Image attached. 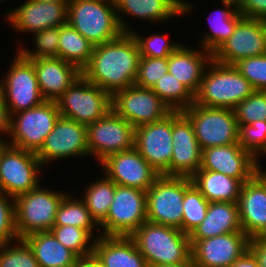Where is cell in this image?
Returning a JSON list of instances; mask_svg holds the SVG:
<instances>
[{
    "label": "cell",
    "instance_id": "obj_1",
    "mask_svg": "<svg viewBox=\"0 0 266 267\" xmlns=\"http://www.w3.org/2000/svg\"><path fill=\"white\" fill-rule=\"evenodd\" d=\"M140 53L131 33H123L113 41L94 46L89 63L81 75L111 96L134 85Z\"/></svg>",
    "mask_w": 266,
    "mask_h": 267
},
{
    "label": "cell",
    "instance_id": "obj_2",
    "mask_svg": "<svg viewBox=\"0 0 266 267\" xmlns=\"http://www.w3.org/2000/svg\"><path fill=\"white\" fill-rule=\"evenodd\" d=\"M130 237L148 267L192 263L189 235L180 229L146 221Z\"/></svg>",
    "mask_w": 266,
    "mask_h": 267
},
{
    "label": "cell",
    "instance_id": "obj_3",
    "mask_svg": "<svg viewBox=\"0 0 266 267\" xmlns=\"http://www.w3.org/2000/svg\"><path fill=\"white\" fill-rule=\"evenodd\" d=\"M255 90L234 65L211 60L207 65L194 103L206 107L234 109Z\"/></svg>",
    "mask_w": 266,
    "mask_h": 267
},
{
    "label": "cell",
    "instance_id": "obj_4",
    "mask_svg": "<svg viewBox=\"0 0 266 267\" xmlns=\"http://www.w3.org/2000/svg\"><path fill=\"white\" fill-rule=\"evenodd\" d=\"M67 23L94 46L113 41L124 33L114 0H70Z\"/></svg>",
    "mask_w": 266,
    "mask_h": 267
},
{
    "label": "cell",
    "instance_id": "obj_5",
    "mask_svg": "<svg viewBox=\"0 0 266 267\" xmlns=\"http://www.w3.org/2000/svg\"><path fill=\"white\" fill-rule=\"evenodd\" d=\"M68 193L43 188L35 189L15 198V227L19 239L36 232L50 231L62 199Z\"/></svg>",
    "mask_w": 266,
    "mask_h": 267
},
{
    "label": "cell",
    "instance_id": "obj_6",
    "mask_svg": "<svg viewBox=\"0 0 266 267\" xmlns=\"http://www.w3.org/2000/svg\"><path fill=\"white\" fill-rule=\"evenodd\" d=\"M191 178L159 175L146 191L147 221L182 231L183 200Z\"/></svg>",
    "mask_w": 266,
    "mask_h": 267
},
{
    "label": "cell",
    "instance_id": "obj_7",
    "mask_svg": "<svg viewBox=\"0 0 266 267\" xmlns=\"http://www.w3.org/2000/svg\"><path fill=\"white\" fill-rule=\"evenodd\" d=\"M181 112L191 122L201 150L239 143V127L234 109L193 103Z\"/></svg>",
    "mask_w": 266,
    "mask_h": 267
},
{
    "label": "cell",
    "instance_id": "obj_8",
    "mask_svg": "<svg viewBox=\"0 0 266 267\" xmlns=\"http://www.w3.org/2000/svg\"><path fill=\"white\" fill-rule=\"evenodd\" d=\"M60 116L88 125L111 109V95L80 75L55 101Z\"/></svg>",
    "mask_w": 266,
    "mask_h": 267
},
{
    "label": "cell",
    "instance_id": "obj_9",
    "mask_svg": "<svg viewBox=\"0 0 266 267\" xmlns=\"http://www.w3.org/2000/svg\"><path fill=\"white\" fill-rule=\"evenodd\" d=\"M60 116L55 101L45 100L38 106L11 115L7 143L37 153ZM9 140V141H8Z\"/></svg>",
    "mask_w": 266,
    "mask_h": 267
},
{
    "label": "cell",
    "instance_id": "obj_10",
    "mask_svg": "<svg viewBox=\"0 0 266 267\" xmlns=\"http://www.w3.org/2000/svg\"><path fill=\"white\" fill-rule=\"evenodd\" d=\"M146 221V191L115 184L107 217L99 225L101 235L131 236Z\"/></svg>",
    "mask_w": 266,
    "mask_h": 267
},
{
    "label": "cell",
    "instance_id": "obj_11",
    "mask_svg": "<svg viewBox=\"0 0 266 267\" xmlns=\"http://www.w3.org/2000/svg\"><path fill=\"white\" fill-rule=\"evenodd\" d=\"M44 168L36 153L8 144L0 160V191L15 199L35 189Z\"/></svg>",
    "mask_w": 266,
    "mask_h": 267
},
{
    "label": "cell",
    "instance_id": "obj_12",
    "mask_svg": "<svg viewBox=\"0 0 266 267\" xmlns=\"http://www.w3.org/2000/svg\"><path fill=\"white\" fill-rule=\"evenodd\" d=\"M14 56L7 74L0 79V87L10 115L31 109L45 101L33 63L18 51Z\"/></svg>",
    "mask_w": 266,
    "mask_h": 267
},
{
    "label": "cell",
    "instance_id": "obj_13",
    "mask_svg": "<svg viewBox=\"0 0 266 267\" xmlns=\"http://www.w3.org/2000/svg\"><path fill=\"white\" fill-rule=\"evenodd\" d=\"M86 127L89 157H94L98 163L107 156L134 147L135 127L112 109Z\"/></svg>",
    "mask_w": 266,
    "mask_h": 267
},
{
    "label": "cell",
    "instance_id": "obj_14",
    "mask_svg": "<svg viewBox=\"0 0 266 267\" xmlns=\"http://www.w3.org/2000/svg\"><path fill=\"white\" fill-rule=\"evenodd\" d=\"M112 110L135 128L159 121L172 112L151 89L131 85L111 96Z\"/></svg>",
    "mask_w": 266,
    "mask_h": 267
},
{
    "label": "cell",
    "instance_id": "obj_15",
    "mask_svg": "<svg viewBox=\"0 0 266 267\" xmlns=\"http://www.w3.org/2000/svg\"><path fill=\"white\" fill-rule=\"evenodd\" d=\"M36 156L44 167L51 165L52 161L71 159L76 156V158L89 157L86 125L59 116Z\"/></svg>",
    "mask_w": 266,
    "mask_h": 267
},
{
    "label": "cell",
    "instance_id": "obj_16",
    "mask_svg": "<svg viewBox=\"0 0 266 267\" xmlns=\"http://www.w3.org/2000/svg\"><path fill=\"white\" fill-rule=\"evenodd\" d=\"M266 54V21L243 17L233 34L212 54V59L227 65Z\"/></svg>",
    "mask_w": 266,
    "mask_h": 267
},
{
    "label": "cell",
    "instance_id": "obj_17",
    "mask_svg": "<svg viewBox=\"0 0 266 267\" xmlns=\"http://www.w3.org/2000/svg\"><path fill=\"white\" fill-rule=\"evenodd\" d=\"M172 112L163 119L135 128L134 148L160 174L169 176Z\"/></svg>",
    "mask_w": 266,
    "mask_h": 267
},
{
    "label": "cell",
    "instance_id": "obj_18",
    "mask_svg": "<svg viewBox=\"0 0 266 267\" xmlns=\"http://www.w3.org/2000/svg\"><path fill=\"white\" fill-rule=\"evenodd\" d=\"M9 9V10H8ZM5 20L17 33L32 34L50 27L67 23L68 3L25 0L16 8H8Z\"/></svg>",
    "mask_w": 266,
    "mask_h": 267
},
{
    "label": "cell",
    "instance_id": "obj_19",
    "mask_svg": "<svg viewBox=\"0 0 266 267\" xmlns=\"http://www.w3.org/2000/svg\"><path fill=\"white\" fill-rule=\"evenodd\" d=\"M102 173L116 185L147 191L160 175L133 147L107 156L99 163Z\"/></svg>",
    "mask_w": 266,
    "mask_h": 267
},
{
    "label": "cell",
    "instance_id": "obj_20",
    "mask_svg": "<svg viewBox=\"0 0 266 267\" xmlns=\"http://www.w3.org/2000/svg\"><path fill=\"white\" fill-rule=\"evenodd\" d=\"M116 13L124 33L133 29L126 19L130 18L160 24L168 19L179 18L194 11V4L187 0H114ZM193 4V5H192ZM124 14V15H122ZM127 15V16H126ZM125 17V18H124ZM127 17V18H126ZM126 21V22H125ZM132 28V29H131Z\"/></svg>",
    "mask_w": 266,
    "mask_h": 267
},
{
    "label": "cell",
    "instance_id": "obj_21",
    "mask_svg": "<svg viewBox=\"0 0 266 267\" xmlns=\"http://www.w3.org/2000/svg\"><path fill=\"white\" fill-rule=\"evenodd\" d=\"M250 238L242 232L197 240L191 246L194 267H229L249 249Z\"/></svg>",
    "mask_w": 266,
    "mask_h": 267
},
{
    "label": "cell",
    "instance_id": "obj_22",
    "mask_svg": "<svg viewBox=\"0 0 266 267\" xmlns=\"http://www.w3.org/2000/svg\"><path fill=\"white\" fill-rule=\"evenodd\" d=\"M172 140L169 176L191 178L200 169L202 150L191 122L181 111H172Z\"/></svg>",
    "mask_w": 266,
    "mask_h": 267
},
{
    "label": "cell",
    "instance_id": "obj_23",
    "mask_svg": "<svg viewBox=\"0 0 266 267\" xmlns=\"http://www.w3.org/2000/svg\"><path fill=\"white\" fill-rule=\"evenodd\" d=\"M200 169L222 173L242 183L258 172L257 159L239 143L203 149Z\"/></svg>",
    "mask_w": 266,
    "mask_h": 267
},
{
    "label": "cell",
    "instance_id": "obj_24",
    "mask_svg": "<svg viewBox=\"0 0 266 267\" xmlns=\"http://www.w3.org/2000/svg\"><path fill=\"white\" fill-rule=\"evenodd\" d=\"M237 203L243 232L250 239L266 236V172L243 183Z\"/></svg>",
    "mask_w": 266,
    "mask_h": 267
},
{
    "label": "cell",
    "instance_id": "obj_25",
    "mask_svg": "<svg viewBox=\"0 0 266 267\" xmlns=\"http://www.w3.org/2000/svg\"><path fill=\"white\" fill-rule=\"evenodd\" d=\"M91 258L99 267H148L130 236H99Z\"/></svg>",
    "mask_w": 266,
    "mask_h": 267
},
{
    "label": "cell",
    "instance_id": "obj_26",
    "mask_svg": "<svg viewBox=\"0 0 266 267\" xmlns=\"http://www.w3.org/2000/svg\"><path fill=\"white\" fill-rule=\"evenodd\" d=\"M30 61L34 65L41 94L47 101H56L81 75L75 65L58 57Z\"/></svg>",
    "mask_w": 266,
    "mask_h": 267
},
{
    "label": "cell",
    "instance_id": "obj_27",
    "mask_svg": "<svg viewBox=\"0 0 266 267\" xmlns=\"http://www.w3.org/2000/svg\"><path fill=\"white\" fill-rule=\"evenodd\" d=\"M199 48H188L184 43L168 56V72L194 95L198 92L205 69L212 60L210 52Z\"/></svg>",
    "mask_w": 266,
    "mask_h": 267
},
{
    "label": "cell",
    "instance_id": "obj_28",
    "mask_svg": "<svg viewBox=\"0 0 266 267\" xmlns=\"http://www.w3.org/2000/svg\"><path fill=\"white\" fill-rule=\"evenodd\" d=\"M242 231L237 202H210L205 218L192 231L189 239L192 246L197 240Z\"/></svg>",
    "mask_w": 266,
    "mask_h": 267
},
{
    "label": "cell",
    "instance_id": "obj_29",
    "mask_svg": "<svg viewBox=\"0 0 266 267\" xmlns=\"http://www.w3.org/2000/svg\"><path fill=\"white\" fill-rule=\"evenodd\" d=\"M221 3L222 8H216L209 14V31L199 40L198 45L211 54L233 34L238 22L244 17L238 11L236 0H221Z\"/></svg>",
    "mask_w": 266,
    "mask_h": 267
},
{
    "label": "cell",
    "instance_id": "obj_30",
    "mask_svg": "<svg viewBox=\"0 0 266 267\" xmlns=\"http://www.w3.org/2000/svg\"><path fill=\"white\" fill-rule=\"evenodd\" d=\"M23 240L32 249L39 267H73L80 260L51 231L36 232Z\"/></svg>",
    "mask_w": 266,
    "mask_h": 267
},
{
    "label": "cell",
    "instance_id": "obj_31",
    "mask_svg": "<svg viewBox=\"0 0 266 267\" xmlns=\"http://www.w3.org/2000/svg\"><path fill=\"white\" fill-rule=\"evenodd\" d=\"M191 181L208 202H238L243 185L239 179L202 169L191 177Z\"/></svg>",
    "mask_w": 266,
    "mask_h": 267
},
{
    "label": "cell",
    "instance_id": "obj_32",
    "mask_svg": "<svg viewBox=\"0 0 266 267\" xmlns=\"http://www.w3.org/2000/svg\"><path fill=\"white\" fill-rule=\"evenodd\" d=\"M70 194V195H69ZM68 194L62 199L55 217L53 226H74L85 229L95 240L101 236L99 225L92 218L84 202ZM94 231H97L96 233ZM99 232V234H98ZM96 234V235H95Z\"/></svg>",
    "mask_w": 266,
    "mask_h": 267
},
{
    "label": "cell",
    "instance_id": "obj_33",
    "mask_svg": "<svg viewBox=\"0 0 266 267\" xmlns=\"http://www.w3.org/2000/svg\"><path fill=\"white\" fill-rule=\"evenodd\" d=\"M93 49L94 45L68 23L59 27L58 58L81 71L89 63Z\"/></svg>",
    "mask_w": 266,
    "mask_h": 267
},
{
    "label": "cell",
    "instance_id": "obj_34",
    "mask_svg": "<svg viewBox=\"0 0 266 267\" xmlns=\"http://www.w3.org/2000/svg\"><path fill=\"white\" fill-rule=\"evenodd\" d=\"M84 189V195L82 193L80 199L84 202L95 222L100 225L106 219L113 201L115 183L103 175L93 182H88Z\"/></svg>",
    "mask_w": 266,
    "mask_h": 267
},
{
    "label": "cell",
    "instance_id": "obj_35",
    "mask_svg": "<svg viewBox=\"0 0 266 267\" xmlns=\"http://www.w3.org/2000/svg\"><path fill=\"white\" fill-rule=\"evenodd\" d=\"M151 89L172 111H182L194 103V94L169 72L160 77Z\"/></svg>",
    "mask_w": 266,
    "mask_h": 267
},
{
    "label": "cell",
    "instance_id": "obj_36",
    "mask_svg": "<svg viewBox=\"0 0 266 267\" xmlns=\"http://www.w3.org/2000/svg\"><path fill=\"white\" fill-rule=\"evenodd\" d=\"M50 231L55 238L79 259L92 257L95 239L82 228L74 226H53Z\"/></svg>",
    "mask_w": 266,
    "mask_h": 267
},
{
    "label": "cell",
    "instance_id": "obj_37",
    "mask_svg": "<svg viewBox=\"0 0 266 267\" xmlns=\"http://www.w3.org/2000/svg\"><path fill=\"white\" fill-rule=\"evenodd\" d=\"M34 48L31 50L19 44L17 51L28 60L42 58H57L59 47V27H50L32 33Z\"/></svg>",
    "mask_w": 266,
    "mask_h": 267
},
{
    "label": "cell",
    "instance_id": "obj_38",
    "mask_svg": "<svg viewBox=\"0 0 266 267\" xmlns=\"http://www.w3.org/2000/svg\"><path fill=\"white\" fill-rule=\"evenodd\" d=\"M206 198L192 185L184 195L182 232L190 235L206 216L209 206Z\"/></svg>",
    "mask_w": 266,
    "mask_h": 267
},
{
    "label": "cell",
    "instance_id": "obj_39",
    "mask_svg": "<svg viewBox=\"0 0 266 267\" xmlns=\"http://www.w3.org/2000/svg\"><path fill=\"white\" fill-rule=\"evenodd\" d=\"M137 31L134 28L130 33L137 42L141 57L168 58L182 44L181 41H179L180 43L169 41L162 32L158 34L157 31L154 34L143 36L140 32L138 34Z\"/></svg>",
    "mask_w": 266,
    "mask_h": 267
},
{
    "label": "cell",
    "instance_id": "obj_40",
    "mask_svg": "<svg viewBox=\"0 0 266 267\" xmlns=\"http://www.w3.org/2000/svg\"><path fill=\"white\" fill-rule=\"evenodd\" d=\"M0 267H39V264L29 245L23 239H18L0 244Z\"/></svg>",
    "mask_w": 266,
    "mask_h": 267
},
{
    "label": "cell",
    "instance_id": "obj_41",
    "mask_svg": "<svg viewBox=\"0 0 266 267\" xmlns=\"http://www.w3.org/2000/svg\"><path fill=\"white\" fill-rule=\"evenodd\" d=\"M238 125L266 121V91L255 90L234 108Z\"/></svg>",
    "mask_w": 266,
    "mask_h": 267
},
{
    "label": "cell",
    "instance_id": "obj_42",
    "mask_svg": "<svg viewBox=\"0 0 266 267\" xmlns=\"http://www.w3.org/2000/svg\"><path fill=\"white\" fill-rule=\"evenodd\" d=\"M238 127L239 144L257 159L266 149V121L259 120Z\"/></svg>",
    "mask_w": 266,
    "mask_h": 267
},
{
    "label": "cell",
    "instance_id": "obj_43",
    "mask_svg": "<svg viewBox=\"0 0 266 267\" xmlns=\"http://www.w3.org/2000/svg\"><path fill=\"white\" fill-rule=\"evenodd\" d=\"M233 65L254 90L266 91V54L244 58Z\"/></svg>",
    "mask_w": 266,
    "mask_h": 267
},
{
    "label": "cell",
    "instance_id": "obj_44",
    "mask_svg": "<svg viewBox=\"0 0 266 267\" xmlns=\"http://www.w3.org/2000/svg\"><path fill=\"white\" fill-rule=\"evenodd\" d=\"M168 72V58L141 57L135 85L152 88L165 73Z\"/></svg>",
    "mask_w": 266,
    "mask_h": 267
},
{
    "label": "cell",
    "instance_id": "obj_45",
    "mask_svg": "<svg viewBox=\"0 0 266 267\" xmlns=\"http://www.w3.org/2000/svg\"><path fill=\"white\" fill-rule=\"evenodd\" d=\"M18 239L15 227V200L0 191V244Z\"/></svg>",
    "mask_w": 266,
    "mask_h": 267
},
{
    "label": "cell",
    "instance_id": "obj_46",
    "mask_svg": "<svg viewBox=\"0 0 266 267\" xmlns=\"http://www.w3.org/2000/svg\"><path fill=\"white\" fill-rule=\"evenodd\" d=\"M238 11L246 18L266 21V0H236Z\"/></svg>",
    "mask_w": 266,
    "mask_h": 267
},
{
    "label": "cell",
    "instance_id": "obj_47",
    "mask_svg": "<svg viewBox=\"0 0 266 267\" xmlns=\"http://www.w3.org/2000/svg\"><path fill=\"white\" fill-rule=\"evenodd\" d=\"M11 115L7 104L5 103L4 95L0 87V139L5 140L8 137L10 131ZM5 135V137H4ZM4 138V139H3Z\"/></svg>",
    "mask_w": 266,
    "mask_h": 267
},
{
    "label": "cell",
    "instance_id": "obj_48",
    "mask_svg": "<svg viewBox=\"0 0 266 267\" xmlns=\"http://www.w3.org/2000/svg\"><path fill=\"white\" fill-rule=\"evenodd\" d=\"M249 249L258 259L260 267H266V236L250 239Z\"/></svg>",
    "mask_w": 266,
    "mask_h": 267
},
{
    "label": "cell",
    "instance_id": "obj_49",
    "mask_svg": "<svg viewBox=\"0 0 266 267\" xmlns=\"http://www.w3.org/2000/svg\"><path fill=\"white\" fill-rule=\"evenodd\" d=\"M229 267H260V264L253 252L248 249L238 260H235Z\"/></svg>",
    "mask_w": 266,
    "mask_h": 267
},
{
    "label": "cell",
    "instance_id": "obj_50",
    "mask_svg": "<svg viewBox=\"0 0 266 267\" xmlns=\"http://www.w3.org/2000/svg\"><path fill=\"white\" fill-rule=\"evenodd\" d=\"M73 267H99L92 258L80 259Z\"/></svg>",
    "mask_w": 266,
    "mask_h": 267
},
{
    "label": "cell",
    "instance_id": "obj_51",
    "mask_svg": "<svg viewBox=\"0 0 266 267\" xmlns=\"http://www.w3.org/2000/svg\"><path fill=\"white\" fill-rule=\"evenodd\" d=\"M151 267H194L193 263H176V264H162Z\"/></svg>",
    "mask_w": 266,
    "mask_h": 267
},
{
    "label": "cell",
    "instance_id": "obj_52",
    "mask_svg": "<svg viewBox=\"0 0 266 267\" xmlns=\"http://www.w3.org/2000/svg\"><path fill=\"white\" fill-rule=\"evenodd\" d=\"M263 155L266 157V149H265V151L261 154V156H259V157L257 158V167H258V171H264V172H266V169H263V167H261V164H259V163H262V162L259 160V158L262 157Z\"/></svg>",
    "mask_w": 266,
    "mask_h": 267
},
{
    "label": "cell",
    "instance_id": "obj_53",
    "mask_svg": "<svg viewBox=\"0 0 266 267\" xmlns=\"http://www.w3.org/2000/svg\"><path fill=\"white\" fill-rule=\"evenodd\" d=\"M8 145L7 140L0 139V160L3 149Z\"/></svg>",
    "mask_w": 266,
    "mask_h": 267
},
{
    "label": "cell",
    "instance_id": "obj_54",
    "mask_svg": "<svg viewBox=\"0 0 266 267\" xmlns=\"http://www.w3.org/2000/svg\"><path fill=\"white\" fill-rule=\"evenodd\" d=\"M34 1H40V2H64V3H68L70 0H34Z\"/></svg>",
    "mask_w": 266,
    "mask_h": 267
}]
</instances>
